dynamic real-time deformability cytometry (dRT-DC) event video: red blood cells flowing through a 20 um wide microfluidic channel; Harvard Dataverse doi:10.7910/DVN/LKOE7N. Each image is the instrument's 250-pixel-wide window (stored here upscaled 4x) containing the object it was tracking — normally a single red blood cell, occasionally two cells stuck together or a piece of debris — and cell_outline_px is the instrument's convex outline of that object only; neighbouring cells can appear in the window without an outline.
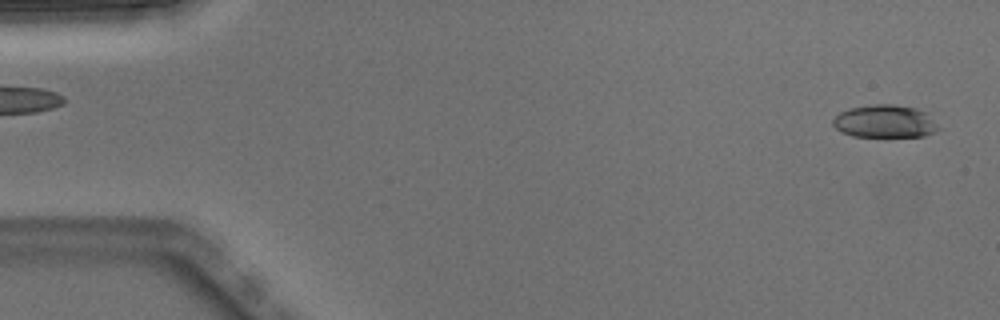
{"species": "Egyptian fruit bat (a non-hibernating species)", "species_latin": "Rousettus aegyptiacus", "temperature_condition": "warm", "stored_images_in_passage": 3, "segment_of_instrument_passage": [2, 2], "camera_frame_rate_fps": 3000, "um_per_image_px": 0.085, "animal": {"sex": "male"}, "frame": {"image": 1, "passage_image": 3, "time_ms": 0.667, "image_size_px": [1000, 320], "cell_outline_px": [[940, 128], [936, 132], [924, 136], [852, 136], [840, 132], [832, 124], [832, 120], [840, 112], [848, 108], [868, 104], [892, 104], [916, 108], [928, 112]], "centroid_in_image_um": [75.22, 10.3], "position_along_channel_um": 9.8, "area_um2": 20.4}}